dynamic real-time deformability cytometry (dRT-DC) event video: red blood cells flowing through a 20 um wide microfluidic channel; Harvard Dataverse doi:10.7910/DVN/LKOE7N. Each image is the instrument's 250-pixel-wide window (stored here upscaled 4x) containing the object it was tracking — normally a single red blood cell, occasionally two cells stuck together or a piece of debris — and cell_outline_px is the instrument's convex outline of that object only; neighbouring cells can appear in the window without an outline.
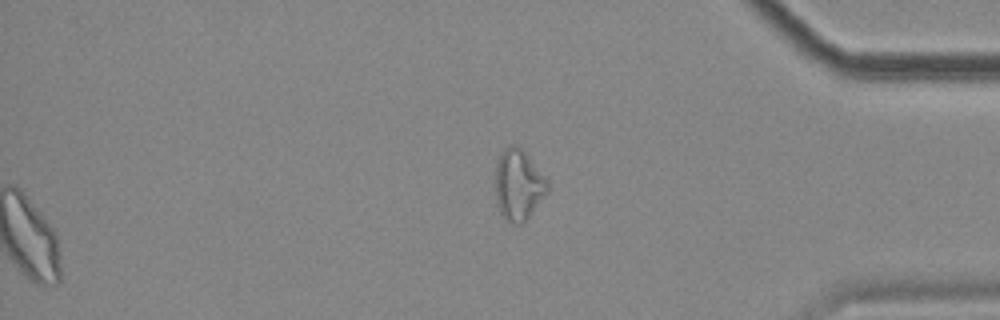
{"species": "common noctule bat (a hibernating species)", "species_latin": "Nyctalus noctula", "temperature_condition": "cold", "stored_images_in_passage": 58, "segment_of_instrument_passage": [2, 2], "camera_frame_rate_fps": 3000, "um_per_image_px": 0.085, "animal": {"sex": "female", "body_mass_g": 18.4}, "frame": {"image": 1, "passage_image": 58, "time_ms": 19.0, "image_size_px": [1000, 320], "cell_outline_px": [[548, 192], [528, 216], [520, 224], [516, 224], [508, 220], [500, 212], [496, 204], [496, 164], [500, 152], [504, 148], [512, 144], [516, 144], [528, 156], [548, 180]], "centroid_in_image_um": [44.05, 15.68], "position_along_channel_um": 391.1, "area_um2": 21.21}}